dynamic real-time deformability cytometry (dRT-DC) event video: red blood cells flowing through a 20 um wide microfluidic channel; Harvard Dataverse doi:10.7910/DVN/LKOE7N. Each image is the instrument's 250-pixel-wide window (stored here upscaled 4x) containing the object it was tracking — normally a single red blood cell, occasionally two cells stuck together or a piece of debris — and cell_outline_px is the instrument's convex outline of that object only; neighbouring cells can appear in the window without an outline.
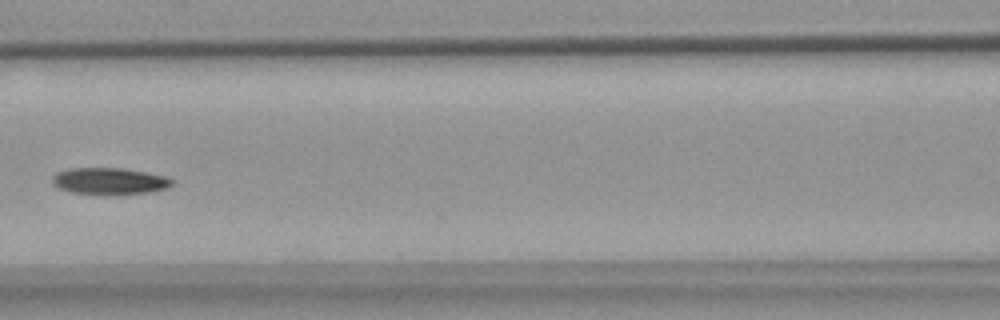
{"species": "common noctule bat (a hibernating species)", "species_latin": "Nyctalus noctula", "temperature_condition": "warm", "stored_images_in_passage": 7, "camera_frame_rate_fps": 3000, "um_per_image_px": 0.085, "animal": {"sex": "female", "body_mass_g": 18.4}, "frame": {"image": 1, "passage_image": 3, "time_ms": 2.667, "image_size_px": [1000, 320], "cell_outline_px": [[172, 184], [168, 188], [148, 192], [72, 192], [60, 188], [52, 184], [52, 176], [56, 172], [68, 168], [120, 168], [144, 172], [164, 176], [172, 180]], "centroid_in_image_um": [9.25, 15.34], "position_along_channel_um": 157.3, "area_um2": 17.69}}
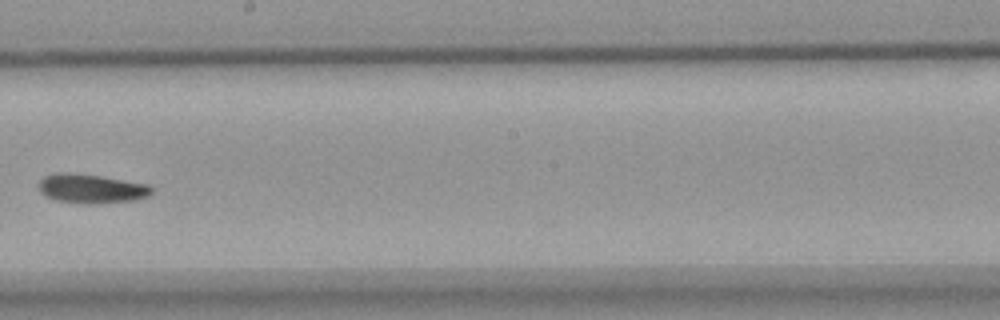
{"frame": {"image": 2, "passage_image": 5, "time_ms": 5.0, "image_size_px": [1000, 320], "cell_outline_px": [[152, 192], [148, 196], [136, 200], [92, 204], [80, 204], [56, 200], [40, 192], [36, 188], [36, 184], [44, 176], [56, 172], [72, 172], [100, 176], [148, 184], [152, 188]], "centroid_in_image_um": [7.71, 16.03], "position_along_channel_um": 240.5, "area_um2": 19.48}}
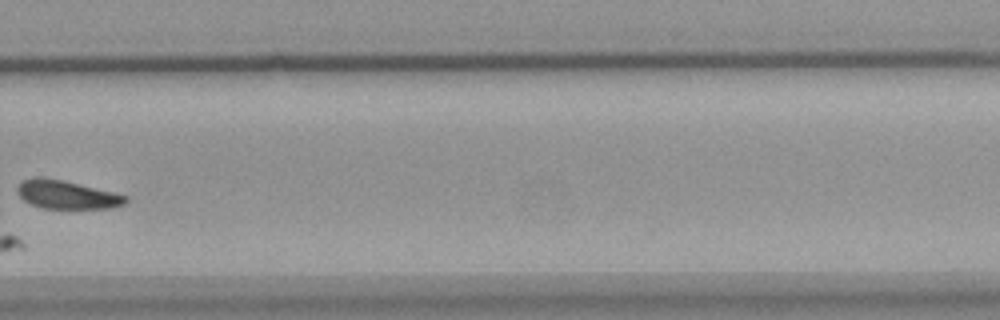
{"frame": {"image": 3, "passage_image": 7, "time_ms": 7.333, "image_size_px": [1000, 320], "cell_outline_px": [[128, 200], [124, 204], [112, 208], [44, 208], [32, 204], [24, 200], [16, 192], [16, 188], [24, 180], [60, 180], [116, 192], [128, 196]], "centroid_in_image_um": [5.78, 16.59], "position_along_channel_um": 324.0, "area_um2": 17.22}}